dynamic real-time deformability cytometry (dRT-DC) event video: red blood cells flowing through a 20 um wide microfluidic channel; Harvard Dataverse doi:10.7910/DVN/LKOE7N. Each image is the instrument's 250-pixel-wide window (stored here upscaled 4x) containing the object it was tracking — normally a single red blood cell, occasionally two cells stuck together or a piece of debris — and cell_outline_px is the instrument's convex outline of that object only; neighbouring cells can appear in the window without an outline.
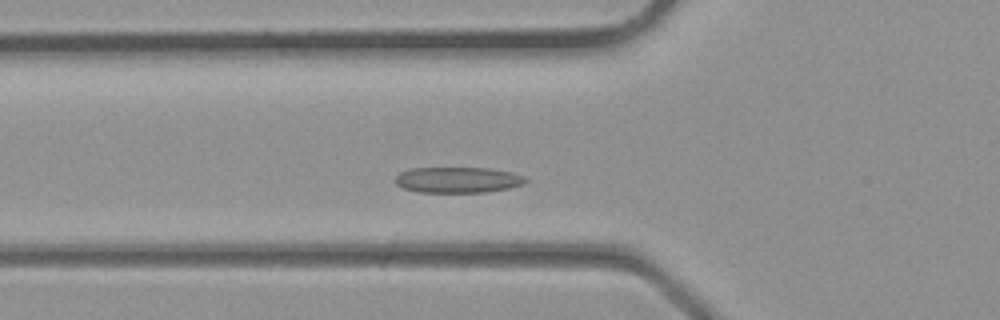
{"species": "common noctule bat (a hibernating species)", "species_latin": "Nyctalus noctula", "temperature_condition": "room temperature", "stored_images_in_passage": 27, "camera_frame_rate_fps": 3000, "um_per_image_px": 0.085, "animal": {"sex": "male", "body_mass_g": 23.1, "forearm_length_mm": 52.7}, "frame": {"image": 1, "passage_image": 3, "time_ms": 0.667, "image_size_px": [1000, 320], "cell_outline_px": [[528, 180], [524, 184], [508, 188], [484, 192], [416, 192], [404, 188], [396, 184], [396, 176], [400, 172], [412, 168], [488, 168], [512, 172], [524, 176]], "centroid_in_image_um": [38.92, 15.29], "position_along_channel_um": 86.9, "area_um2": 19.54}}
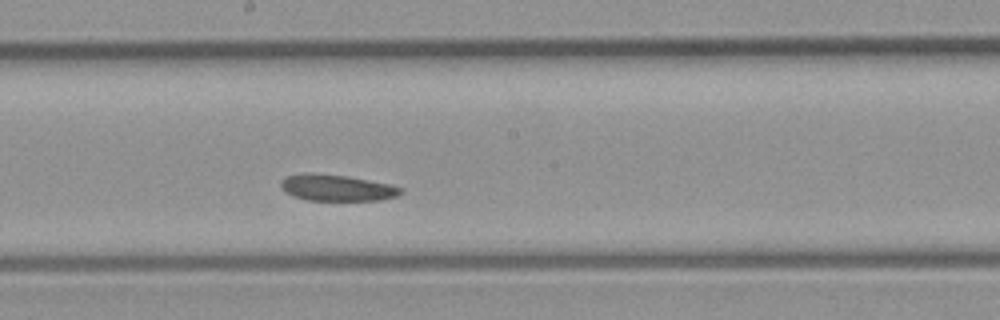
{"frame": {"image": 2, "passage_image": 10, "time_ms": 3.0, "image_size_px": [1000, 320], "cell_outline_px": [[404, 192], [396, 196], [380, 200], [308, 200], [292, 196], [284, 192], [280, 184], [280, 180], [288, 176], [304, 172], [308, 172], [344, 176], [392, 184], [404, 188]], "centroid_in_image_um": [28.63, 15.96], "position_along_channel_um": 219.6, "area_um2": 18.5}}
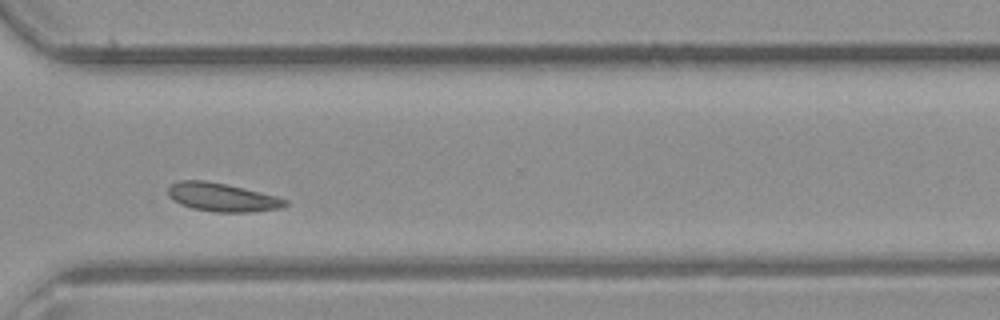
{"frame": {"image": 3, "passage_image": 17, "time_ms": 5.333, "image_size_px": [1000, 320], "cell_outline_px": [[288, 204], [280, 208], [252, 212], [212, 212], [192, 208], [180, 204], [172, 200], [168, 196], [168, 188], [172, 184], [180, 180], [204, 180], [244, 188], [276, 196], [288, 200]], "centroid_in_image_um": [18.87, 16.77], "position_along_channel_um": 351.7, "area_um2": 19.42}}